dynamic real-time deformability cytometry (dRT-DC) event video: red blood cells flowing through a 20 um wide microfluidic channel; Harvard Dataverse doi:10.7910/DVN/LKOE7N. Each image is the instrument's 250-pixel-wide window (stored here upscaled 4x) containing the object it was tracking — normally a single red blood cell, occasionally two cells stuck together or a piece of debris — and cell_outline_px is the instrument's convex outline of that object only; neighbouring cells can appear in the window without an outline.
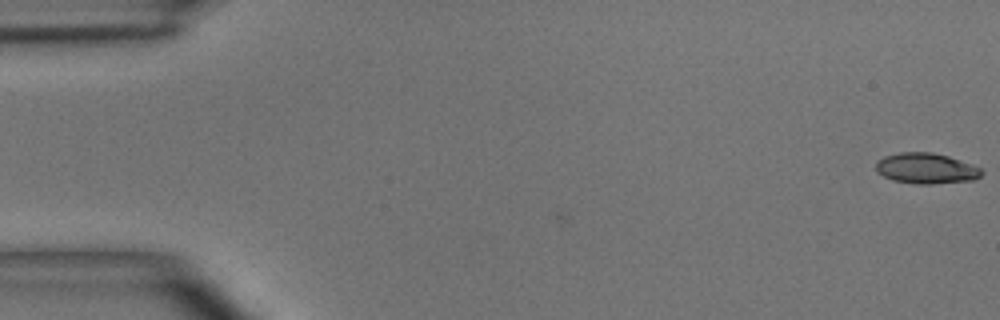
{"species": "common noctule bat (a hibernating species)", "species_latin": "Nyctalus noctula", "temperature_condition": "room temperature", "stored_images_in_passage": 5, "camera_frame_rate_fps": 3000, "um_per_image_px": 0.085, "animal": {"sex": "male", "body_mass_g": 15.6}, "frame": {"image": 1, "passage_image": 1, "time_ms": 0.0, "image_size_px": [1000, 320], "cell_outline_px": [[984, 172], [976, 180], [932, 184], [920, 184], [892, 180], [876, 172], [876, 160], [884, 156], [900, 152], [932, 152], [948, 156], [972, 164], [980, 168]], "centroid_in_image_um": [78.72, 14.31], "position_along_channel_um": 6.3, "area_um2": 19.02}}